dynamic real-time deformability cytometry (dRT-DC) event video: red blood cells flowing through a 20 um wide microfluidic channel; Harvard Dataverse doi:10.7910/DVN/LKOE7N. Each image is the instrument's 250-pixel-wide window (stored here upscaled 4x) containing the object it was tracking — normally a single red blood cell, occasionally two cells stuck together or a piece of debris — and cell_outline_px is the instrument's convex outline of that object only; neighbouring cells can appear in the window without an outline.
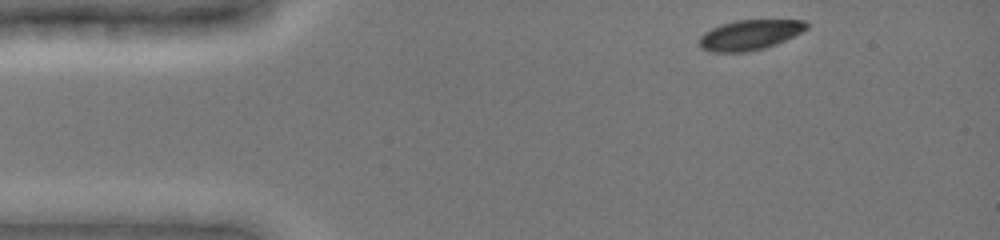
{"species": "common noctule bat (a hibernating species)", "species_latin": "Nyctalus noctula", "temperature_condition": "cold", "stored_images_in_passage": 13, "camera_frame_rate_fps": 3000, "um_per_image_px": 0.085, "animal": {"sex": "female", "body_mass_g": 19.0, "forearm_length_mm": 51.5}, "frame": {"image": 1, "passage_image": 1, "time_ms": 0.0, "image_size_px": [1000, 240], "cell_outline_px": [[808, 28], [776, 44], [764, 48], [748, 52], [708, 52], [700, 48], [700, 36], [704, 32], [720, 24], [736, 20], [804, 20], [808, 24]], "centroid_in_image_um": [63.68, 2.97], "position_along_channel_um": 21.3, "area_um2": 18.79}}
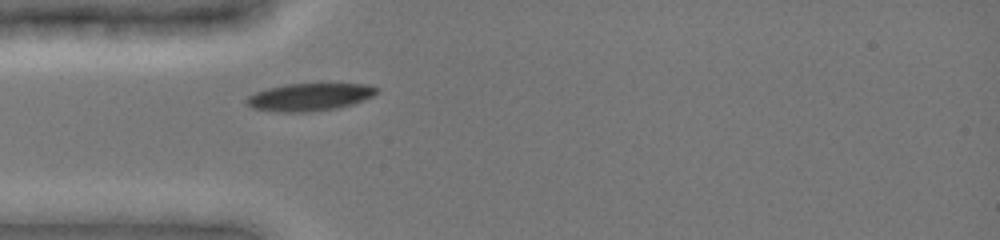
{"frame": {"image": 2, "passage_image": 7, "time_ms": 2.667, "image_size_px": [1000, 240], "cell_outline_px": [[380, 92], [372, 96], [352, 104], [336, 108], [308, 112], [272, 112], [252, 108], [244, 100], [248, 96], [256, 92], [268, 88], [288, 84], [368, 84], [380, 88]], "centroid_in_image_um": [26.31, 8.25], "position_along_channel_um": 58.7, "area_um2": 20.92}}
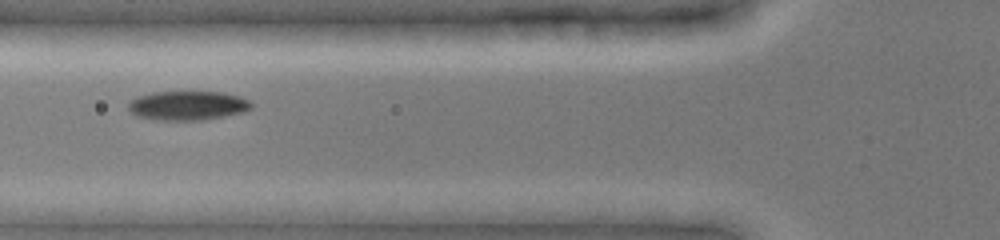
{"frame": {"image": 3, "passage_image": 10, "time_ms": 4.0, "image_size_px": [1000, 240], "cell_outline_px": [[252, 108], [244, 112], [204, 120], [156, 120], [136, 116], [128, 108], [128, 100], [136, 96], [152, 92], [220, 92], [240, 96], [252, 100]], "centroid_in_image_um": [15.95, 8.97], "position_along_channel_um": 109.9, "area_um2": 21.21}}